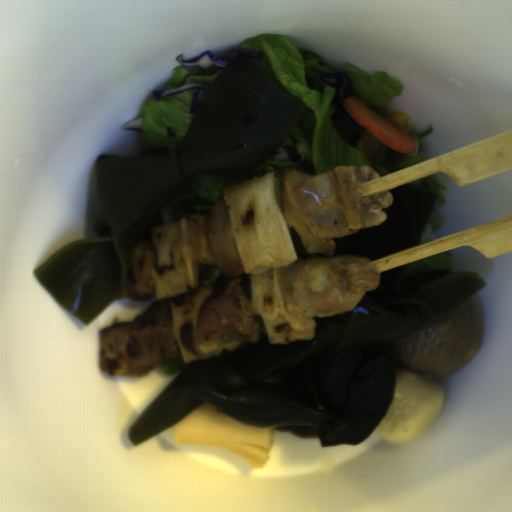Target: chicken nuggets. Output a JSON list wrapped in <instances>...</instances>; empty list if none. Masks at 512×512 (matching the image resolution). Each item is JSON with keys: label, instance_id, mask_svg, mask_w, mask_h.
<instances>
[{"label": "chicken nuggets", "instance_id": "obj_3", "mask_svg": "<svg viewBox=\"0 0 512 512\" xmlns=\"http://www.w3.org/2000/svg\"><path fill=\"white\" fill-rule=\"evenodd\" d=\"M181 353L172 329L168 299L159 298L144 315L102 330L98 342L99 371L112 376H147Z\"/></svg>", "mask_w": 512, "mask_h": 512}, {"label": "chicken nuggets", "instance_id": "obj_1", "mask_svg": "<svg viewBox=\"0 0 512 512\" xmlns=\"http://www.w3.org/2000/svg\"><path fill=\"white\" fill-rule=\"evenodd\" d=\"M380 178L368 165L336 166L332 171L311 175L287 166L282 173L285 223L292 227L309 254L278 270L284 307L298 318L331 317L353 312L366 292L376 291L380 273L371 259L335 255L334 238L360 229L380 226L387 219L391 192L366 197L362 187Z\"/></svg>", "mask_w": 512, "mask_h": 512}, {"label": "chicken nuggets", "instance_id": "obj_2", "mask_svg": "<svg viewBox=\"0 0 512 512\" xmlns=\"http://www.w3.org/2000/svg\"><path fill=\"white\" fill-rule=\"evenodd\" d=\"M188 226L194 261L219 270L196 316V342L217 343L231 351L242 342L258 343L266 328L241 286L245 271L224 197L206 213L189 216Z\"/></svg>", "mask_w": 512, "mask_h": 512}, {"label": "chicken nuggets", "instance_id": "obj_4", "mask_svg": "<svg viewBox=\"0 0 512 512\" xmlns=\"http://www.w3.org/2000/svg\"><path fill=\"white\" fill-rule=\"evenodd\" d=\"M157 296L152 269V240L138 241L127 259L126 279L118 299L147 302Z\"/></svg>", "mask_w": 512, "mask_h": 512}]
</instances>
